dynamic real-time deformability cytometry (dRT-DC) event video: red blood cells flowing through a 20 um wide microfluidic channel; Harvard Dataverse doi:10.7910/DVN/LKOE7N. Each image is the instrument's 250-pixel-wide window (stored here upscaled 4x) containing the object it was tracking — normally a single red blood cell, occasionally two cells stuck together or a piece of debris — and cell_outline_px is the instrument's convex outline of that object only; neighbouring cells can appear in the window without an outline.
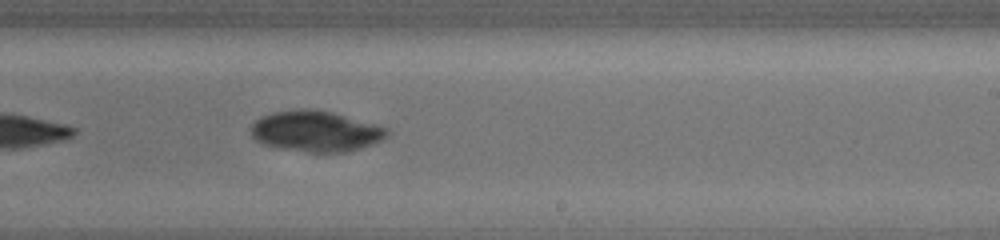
{"species": "common noctule bat (a hibernating species)", "species_latin": "Nyctalus noctula", "temperature_condition": "cold", "stored_images_in_passage": 17, "camera_frame_rate_fps": 3000, "um_per_image_px": 0.085, "animal": {"sex": "female", "body_mass_g": 19.5, "forearm_length_mm": 54.1}, "frame": {"image": 1, "passage_image": 12, "time_ms": 12.0, "image_size_px": [1000, 240], "cell_outline_px": [[388, 136], [372, 144], [360, 148], [344, 152], [308, 152], [276, 148], [264, 144], [256, 140], [252, 136], [252, 124], [260, 116], [276, 112], [328, 112], [388, 128]], "centroid_in_image_um": [26.82, 11.22], "position_along_channel_um": 262.2, "area_um2": 31.04}}
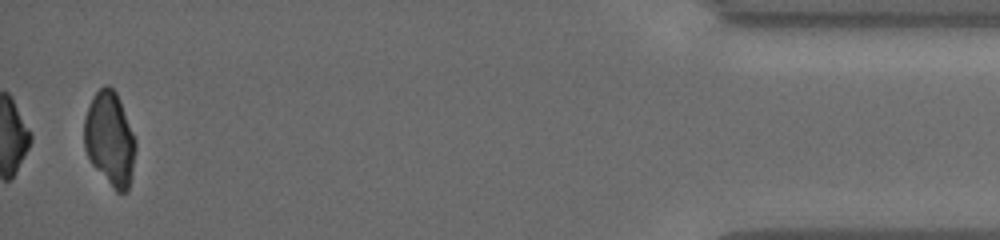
{"frame": {"image": 2, "passage_image": 17, "time_ms": 18.0, "image_size_px": [1000, 240], "cell_outline_px": [[136, 148], [132, 172], [128, 188], [124, 192], [116, 192], [112, 188], [92, 164], [84, 148], [84, 120], [88, 108], [96, 92], [104, 84], [108, 84], [116, 92], [120, 100], [136, 140]], "centroid_in_image_um": [9.34, 11.8], "position_along_channel_um": 425.9, "area_um2": 28.03}}